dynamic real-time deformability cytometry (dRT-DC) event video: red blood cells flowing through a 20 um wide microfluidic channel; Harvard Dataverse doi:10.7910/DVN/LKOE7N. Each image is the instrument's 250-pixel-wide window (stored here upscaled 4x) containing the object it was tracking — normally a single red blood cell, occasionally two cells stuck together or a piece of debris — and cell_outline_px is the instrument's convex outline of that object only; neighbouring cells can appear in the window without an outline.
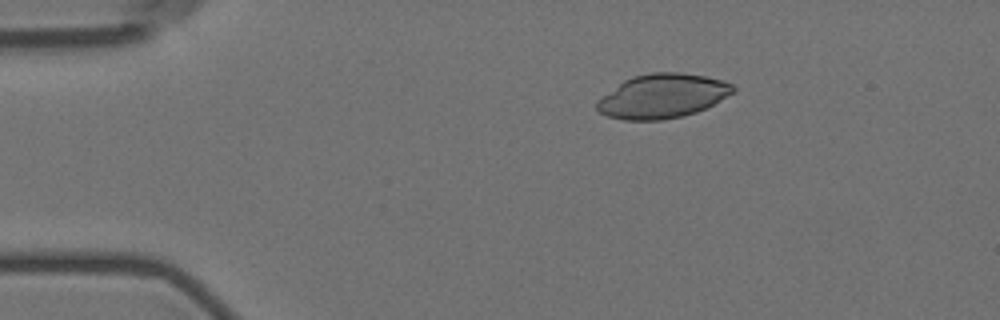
{"species": "Egyptian fruit bat (a non-hibernating species)", "species_latin": "Rousettus aegyptiacus", "temperature_condition": "room temperature", "stored_images_in_passage": 4, "camera_frame_rate_fps": 3000, "um_per_image_px": 0.085, "animal": {"sex": "female"}, "frame": {"image": 1, "passage_image": 1, "time_ms": 0.0, "image_size_px": [1000, 320], "cell_outline_px": [[736, 92], [696, 112], [684, 116], [660, 120], [624, 120], [608, 116], [600, 112], [596, 108], [596, 100], [624, 80], [632, 76], [652, 72], [680, 72], [704, 76], [724, 80], [732, 84], [736, 88]], "centroid_in_image_um": [56.31, 8.16], "position_along_channel_um": 28.7, "area_um2": 35.14}}